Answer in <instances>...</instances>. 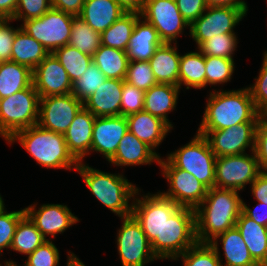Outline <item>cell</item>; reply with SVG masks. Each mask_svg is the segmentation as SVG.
Here are the masks:
<instances>
[{
	"label": "cell",
	"instance_id": "obj_1",
	"mask_svg": "<svg viewBox=\"0 0 267 266\" xmlns=\"http://www.w3.org/2000/svg\"><path fill=\"white\" fill-rule=\"evenodd\" d=\"M240 191L213 187L195 209L196 239L210 243L217 235L235 227L242 211Z\"/></svg>",
	"mask_w": 267,
	"mask_h": 266
},
{
	"label": "cell",
	"instance_id": "obj_2",
	"mask_svg": "<svg viewBox=\"0 0 267 266\" xmlns=\"http://www.w3.org/2000/svg\"><path fill=\"white\" fill-rule=\"evenodd\" d=\"M206 100L197 131L230 128L244 122H258L259 112L247 87L237 90H212Z\"/></svg>",
	"mask_w": 267,
	"mask_h": 266
},
{
	"label": "cell",
	"instance_id": "obj_3",
	"mask_svg": "<svg viewBox=\"0 0 267 266\" xmlns=\"http://www.w3.org/2000/svg\"><path fill=\"white\" fill-rule=\"evenodd\" d=\"M6 142H19L37 164L47 169L78 168L79 162L69 152L64 134L43 129L38 124L17 131Z\"/></svg>",
	"mask_w": 267,
	"mask_h": 266
},
{
	"label": "cell",
	"instance_id": "obj_4",
	"mask_svg": "<svg viewBox=\"0 0 267 266\" xmlns=\"http://www.w3.org/2000/svg\"><path fill=\"white\" fill-rule=\"evenodd\" d=\"M76 171L83 177L85 185L99 203L119 218L131 215L130 201L133 200L138 187L129 182L123 174L101 171L84 162H79Z\"/></svg>",
	"mask_w": 267,
	"mask_h": 266
},
{
	"label": "cell",
	"instance_id": "obj_5",
	"mask_svg": "<svg viewBox=\"0 0 267 266\" xmlns=\"http://www.w3.org/2000/svg\"><path fill=\"white\" fill-rule=\"evenodd\" d=\"M197 242L195 210L179 207L164 223L162 240H153L151 247L159 260H173Z\"/></svg>",
	"mask_w": 267,
	"mask_h": 266
},
{
	"label": "cell",
	"instance_id": "obj_6",
	"mask_svg": "<svg viewBox=\"0 0 267 266\" xmlns=\"http://www.w3.org/2000/svg\"><path fill=\"white\" fill-rule=\"evenodd\" d=\"M39 101L33 84L0 99V136L8 141L17 131L37 125Z\"/></svg>",
	"mask_w": 267,
	"mask_h": 266
},
{
	"label": "cell",
	"instance_id": "obj_7",
	"mask_svg": "<svg viewBox=\"0 0 267 266\" xmlns=\"http://www.w3.org/2000/svg\"><path fill=\"white\" fill-rule=\"evenodd\" d=\"M166 157L174 167L191 173L208 189L215 187L216 156L204 136L196 133L189 143Z\"/></svg>",
	"mask_w": 267,
	"mask_h": 266
},
{
	"label": "cell",
	"instance_id": "obj_8",
	"mask_svg": "<svg viewBox=\"0 0 267 266\" xmlns=\"http://www.w3.org/2000/svg\"><path fill=\"white\" fill-rule=\"evenodd\" d=\"M139 194H141V189L138 188L131 201V215L140 224L150 242L162 240L164 223L180 206L171 199L164 197L160 192L140 195L141 198Z\"/></svg>",
	"mask_w": 267,
	"mask_h": 266
},
{
	"label": "cell",
	"instance_id": "obj_9",
	"mask_svg": "<svg viewBox=\"0 0 267 266\" xmlns=\"http://www.w3.org/2000/svg\"><path fill=\"white\" fill-rule=\"evenodd\" d=\"M74 17L51 8L39 18L23 21L20 28L53 53L69 43Z\"/></svg>",
	"mask_w": 267,
	"mask_h": 266
},
{
	"label": "cell",
	"instance_id": "obj_10",
	"mask_svg": "<svg viewBox=\"0 0 267 266\" xmlns=\"http://www.w3.org/2000/svg\"><path fill=\"white\" fill-rule=\"evenodd\" d=\"M120 219L122 226L115 239L122 266H145L157 260L151 242L136 219L132 215Z\"/></svg>",
	"mask_w": 267,
	"mask_h": 266
},
{
	"label": "cell",
	"instance_id": "obj_11",
	"mask_svg": "<svg viewBox=\"0 0 267 266\" xmlns=\"http://www.w3.org/2000/svg\"><path fill=\"white\" fill-rule=\"evenodd\" d=\"M248 7L208 6L189 29L197 47L213 36L235 33L236 25L247 15Z\"/></svg>",
	"mask_w": 267,
	"mask_h": 266
},
{
	"label": "cell",
	"instance_id": "obj_12",
	"mask_svg": "<svg viewBox=\"0 0 267 266\" xmlns=\"http://www.w3.org/2000/svg\"><path fill=\"white\" fill-rule=\"evenodd\" d=\"M158 165L162 169L163 177L169 183V188L166 192H159L180 207H188L195 210L206 197L208 188L191 173L174 167L164 157H160Z\"/></svg>",
	"mask_w": 267,
	"mask_h": 266
},
{
	"label": "cell",
	"instance_id": "obj_13",
	"mask_svg": "<svg viewBox=\"0 0 267 266\" xmlns=\"http://www.w3.org/2000/svg\"><path fill=\"white\" fill-rule=\"evenodd\" d=\"M215 187L244 190L262 172L255 151L251 154L216 157Z\"/></svg>",
	"mask_w": 267,
	"mask_h": 266
},
{
	"label": "cell",
	"instance_id": "obj_14",
	"mask_svg": "<svg viewBox=\"0 0 267 266\" xmlns=\"http://www.w3.org/2000/svg\"><path fill=\"white\" fill-rule=\"evenodd\" d=\"M140 15L154 26L163 43L177 44L179 35H183L186 28L190 29L175 0H146Z\"/></svg>",
	"mask_w": 267,
	"mask_h": 266
},
{
	"label": "cell",
	"instance_id": "obj_15",
	"mask_svg": "<svg viewBox=\"0 0 267 266\" xmlns=\"http://www.w3.org/2000/svg\"><path fill=\"white\" fill-rule=\"evenodd\" d=\"M257 122H244L230 128L196 131L204 136L216 157L240 155L255 151Z\"/></svg>",
	"mask_w": 267,
	"mask_h": 266
},
{
	"label": "cell",
	"instance_id": "obj_16",
	"mask_svg": "<svg viewBox=\"0 0 267 266\" xmlns=\"http://www.w3.org/2000/svg\"><path fill=\"white\" fill-rule=\"evenodd\" d=\"M83 103L72 93L40 97L38 125L46 130L64 134Z\"/></svg>",
	"mask_w": 267,
	"mask_h": 266
},
{
	"label": "cell",
	"instance_id": "obj_17",
	"mask_svg": "<svg viewBox=\"0 0 267 266\" xmlns=\"http://www.w3.org/2000/svg\"><path fill=\"white\" fill-rule=\"evenodd\" d=\"M31 204L25 208L26 214L35 223L36 228L47 237L56 238L57 234L64 233L68 228L79 222V218L64 204Z\"/></svg>",
	"mask_w": 267,
	"mask_h": 266
},
{
	"label": "cell",
	"instance_id": "obj_18",
	"mask_svg": "<svg viewBox=\"0 0 267 266\" xmlns=\"http://www.w3.org/2000/svg\"><path fill=\"white\" fill-rule=\"evenodd\" d=\"M33 86L39 97L70 94L72 82L66 70L53 53L32 70Z\"/></svg>",
	"mask_w": 267,
	"mask_h": 266
},
{
	"label": "cell",
	"instance_id": "obj_19",
	"mask_svg": "<svg viewBox=\"0 0 267 266\" xmlns=\"http://www.w3.org/2000/svg\"><path fill=\"white\" fill-rule=\"evenodd\" d=\"M126 116L96 117L93 125L91 152L102 154L106 161H110L117 147L128 132Z\"/></svg>",
	"mask_w": 267,
	"mask_h": 266
},
{
	"label": "cell",
	"instance_id": "obj_20",
	"mask_svg": "<svg viewBox=\"0 0 267 266\" xmlns=\"http://www.w3.org/2000/svg\"><path fill=\"white\" fill-rule=\"evenodd\" d=\"M95 116L84 107L75 115L64 133L69 152L78 162L90 155Z\"/></svg>",
	"mask_w": 267,
	"mask_h": 266
},
{
	"label": "cell",
	"instance_id": "obj_21",
	"mask_svg": "<svg viewBox=\"0 0 267 266\" xmlns=\"http://www.w3.org/2000/svg\"><path fill=\"white\" fill-rule=\"evenodd\" d=\"M124 80L106 79L95 93L83 102V107L95 117L121 115V97Z\"/></svg>",
	"mask_w": 267,
	"mask_h": 266
},
{
	"label": "cell",
	"instance_id": "obj_22",
	"mask_svg": "<svg viewBox=\"0 0 267 266\" xmlns=\"http://www.w3.org/2000/svg\"><path fill=\"white\" fill-rule=\"evenodd\" d=\"M126 118L128 130L161 157L155 149L161 145L172 128L162 119L144 110Z\"/></svg>",
	"mask_w": 267,
	"mask_h": 266
},
{
	"label": "cell",
	"instance_id": "obj_23",
	"mask_svg": "<svg viewBox=\"0 0 267 266\" xmlns=\"http://www.w3.org/2000/svg\"><path fill=\"white\" fill-rule=\"evenodd\" d=\"M160 157L130 131L124 134L114 157L108 162L114 166L151 165L159 163Z\"/></svg>",
	"mask_w": 267,
	"mask_h": 266
},
{
	"label": "cell",
	"instance_id": "obj_24",
	"mask_svg": "<svg viewBox=\"0 0 267 266\" xmlns=\"http://www.w3.org/2000/svg\"><path fill=\"white\" fill-rule=\"evenodd\" d=\"M160 39L154 26L140 17L134 26L131 38L126 49L129 61H149L158 46Z\"/></svg>",
	"mask_w": 267,
	"mask_h": 266
},
{
	"label": "cell",
	"instance_id": "obj_25",
	"mask_svg": "<svg viewBox=\"0 0 267 266\" xmlns=\"http://www.w3.org/2000/svg\"><path fill=\"white\" fill-rule=\"evenodd\" d=\"M180 58L176 43H163L156 48L148 62L157 83L179 86Z\"/></svg>",
	"mask_w": 267,
	"mask_h": 266
},
{
	"label": "cell",
	"instance_id": "obj_26",
	"mask_svg": "<svg viewBox=\"0 0 267 266\" xmlns=\"http://www.w3.org/2000/svg\"><path fill=\"white\" fill-rule=\"evenodd\" d=\"M125 13L115 0H85L78 17L101 34Z\"/></svg>",
	"mask_w": 267,
	"mask_h": 266
},
{
	"label": "cell",
	"instance_id": "obj_27",
	"mask_svg": "<svg viewBox=\"0 0 267 266\" xmlns=\"http://www.w3.org/2000/svg\"><path fill=\"white\" fill-rule=\"evenodd\" d=\"M179 93V86L157 83L145 91L143 110L162 119L173 129V124L168 119V113L176 110Z\"/></svg>",
	"mask_w": 267,
	"mask_h": 266
},
{
	"label": "cell",
	"instance_id": "obj_28",
	"mask_svg": "<svg viewBox=\"0 0 267 266\" xmlns=\"http://www.w3.org/2000/svg\"><path fill=\"white\" fill-rule=\"evenodd\" d=\"M235 227L240 232L254 261L262 266L267 259V227L247 217L242 211Z\"/></svg>",
	"mask_w": 267,
	"mask_h": 266
},
{
	"label": "cell",
	"instance_id": "obj_29",
	"mask_svg": "<svg viewBox=\"0 0 267 266\" xmlns=\"http://www.w3.org/2000/svg\"><path fill=\"white\" fill-rule=\"evenodd\" d=\"M220 240V241H219ZM221 242L225 262L222 266H259L249 253L240 232L233 227L217 235L210 243Z\"/></svg>",
	"mask_w": 267,
	"mask_h": 266
},
{
	"label": "cell",
	"instance_id": "obj_30",
	"mask_svg": "<svg viewBox=\"0 0 267 266\" xmlns=\"http://www.w3.org/2000/svg\"><path fill=\"white\" fill-rule=\"evenodd\" d=\"M49 54L46 48L32 36L19 28L14 36L10 61L33 70Z\"/></svg>",
	"mask_w": 267,
	"mask_h": 266
},
{
	"label": "cell",
	"instance_id": "obj_31",
	"mask_svg": "<svg viewBox=\"0 0 267 266\" xmlns=\"http://www.w3.org/2000/svg\"><path fill=\"white\" fill-rule=\"evenodd\" d=\"M33 84L32 70L13 61L0 62V99L13 95Z\"/></svg>",
	"mask_w": 267,
	"mask_h": 266
},
{
	"label": "cell",
	"instance_id": "obj_32",
	"mask_svg": "<svg viewBox=\"0 0 267 266\" xmlns=\"http://www.w3.org/2000/svg\"><path fill=\"white\" fill-rule=\"evenodd\" d=\"M186 89L206 88L205 56L197 49L195 52H187L181 55L179 69V87Z\"/></svg>",
	"mask_w": 267,
	"mask_h": 266
},
{
	"label": "cell",
	"instance_id": "obj_33",
	"mask_svg": "<svg viewBox=\"0 0 267 266\" xmlns=\"http://www.w3.org/2000/svg\"><path fill=\"white\" fill-rule=\"evenodd\" d=\"M92 61L108 79L124 80L129 59L126 51L100 45Z\"/></svg>",
	"mask_w": 267,
	"mask_h": 266
},
{
	"label": "cell",
	"instance_id": "obj_34",
	"mask_svg": "<svg viewBox=\"0 0 267 266\" xmlns=\"http://www.w3.org/2000/svg\"><path fill=\"white\" fill-rule=\"evenodd\" d=\"M139 13L126 12L117 19L101 36V45L126 51Z\"/></svg>",
	"mask_w": 267,
	"mask_h": 266
},
{
	"label": "cell",
	"instance_id": "obj_35",
	"mask_svg": "<svg viewBox=\"0 0 267 266\" xmlns=\"http://www.w3.org/2000/svg\"><path fill=\"white\" fill-rule=\"evenodd\" d=\"M45 241L47 240L36 228L35 223L25 214L16 227L10 249L27 257Z\"/></svg>",
	"mask_w": 267,
	"mask_h": 266
},
{
	"label": "cell",
	"instance_id": "obj_36",
	"mask_svg": "<svg viewBox=\"0 0 267 266\" xmlns=\"http://www.w3.org/2000/svg\"><path fill=\"white\" fill-rule=\"evenodd\" d=\"M220 255L219 243L197 242L173 260L181 259L184 266H222Z\"/></svg>",
	"mask_w": 267,
	"mask_h": 266
},
{
	"label": "cell",
	"instance_id": "obj_37",
	"mask_svg": "<svg viewBox=\"0 0 267 266\" xmlns=\"http://www.w3.org/2000/svg\"><path fill=\"white\" fill-rule=\"evenodd\" d=\"M53 54L66 70L72 83L79 79L92 63V56L83 54L69 44L56 49Z\"/></svg>",
	"mask_w": 267,
	"mask_h": 266
},
{
	"label": "cell",
	"instance_id": "obj_38",
	"mask_svg": "<svg viewBox=\"0 0 267 266\" xmlns=\"http://www.w3.org/2000/svg\"><path fill=\"white\" fill-rule=\"evenodd\" d=\"M68 44L77 48L83 54L93 56L101 45V36L100 33L93 30L84 20L75 16Z\"/></svg>",
	"mask_w": 267,
	"mask_h": 266
},
{
	"label": "cell",
	"instance_id": "obj_39",
	"mask_svg": "<svg viewBox=\"0 0 267 266\" xmlns=\"http://www.w3.org/2000/svg\"><path fill=\"white\" fill-rule=\"evenodd\" d=\"M237 38L236 33L219 34L203 41L196 49L204 56L234 59V52L239 43Z\"/></svg>",
	"mask_w": 267,
	"mask_h": 266
},
{
	"label": "cell",
	"instance_id": "obj_40",
	"mask_svg": "<svg viewBox=\"0 0 267 266\" xmlns=\"http://www.w3.org/2000/svg\"><path fill=\"white\" fill-rule=\"evenodd\" d=\"M206 86L223 85L231 80L235 71L234 59L205 56Z\"/></svg>",
	"mask_w": 267,
	"mask_h": 266
},
{
	"label": "cell",
	"instance_id": "obj_41",
	"mask_svg": "<svg viewBox=\"0 0 267 266\" xmlns=\"http://www.w3.org/2000/svg\"><path fill=\"white\" fill-rule=\"evenodd\" d=\"M107 78L92 61L86 72L72 83L71 93L82 103L88 99Z\"/></svg>",
	"mask_w": 267,
	"mask_h": 266
},
{
	"label": "cell",
	"instance_id": "obj_42",
	"mask_svg": "<svg viewBox=\"0 0 267 266\" xmlns=\"http://www.w3.org/2000/svg\"><path fill=\"white\" fill-rule=\"evenodd\" d=\"M124 81L143 91L157 84L148 61H129Z\"/></svg>",
	"mask_w": 267,
	"mask_h": 266
},
{
	"label": "cell",
	"instance_id": "obj_43",
	"mask_svg": "<svg viewBox=\"0 0 267 266\" xmlns=\"http://www.w3.org/2000/svg\"><path fill=\"white\" fill-rule=\"evenodd\" d=\"M5 203L0 206V256L2 251L10 249L16 227L26 214L25 208L8 212Z\"/></svg>",
	"mask_w": 267,
	"mask_h": 266
},
{
	"label": "cell",
	"instance_id": "obj_44",
	"mask_svg": "<svg viewBox=\"0 0 267 266\" xmlns=\"http://www.w3.org/2000/svg\"><path fill=\"white\" fill-rule=\"evenodd\" d=\"M263 64L253 85L248 86L254 106L259 113H267V51L263 53Z\"/></svg>",
	"mask_w": 267,
	"mask_h": 266
},
{
	"label": "cell",
	"instance_id": "obj_45",
	"mask_svg": "<svg viewBox=\"0 0 267 266\" xmlns=\"http://www.w3.org/2000/svg\"><path fill=\"white\" fill-rule=\"evenodd\" d=\"M25 261L24 266H59V250L52 240H47L28 255Z\"/></svg>",
	"mask_w": 267,
	"mask_h": 266
},
{
	"label": "cell",
	"instance_id": "obj_46",
	"mask_svg": "<svg viewBox=\"0 0 267 266\" xmlns=\"http://www.w3.org/2000/svg\"><path fill=\"white\" fill-rule=\"evenodd\" d=\"M52 8L51 0H18L13 21L39 18Z\"/></svg>",
	"mask_w": 267,
	"mask_h": 266
},
{
	"label": "cell",
	"instance_id": "obj_47",
	"mask_svg": "<svg viewBox=\"0 0 267 266\" xmlns=\"http://www.w3.org/2000/svg\"><path fill=\"white\" fill-rule=\"evenodd\" d=\"M145 91L125 82L121 97V115L128 116L144 109Z\"/></svg>",
	"mask_w": 267,
	"mask_h": 266
},
{
	"label": "cell",
	"instance_id": "obj_48",
	"mask_svg": "<svg viewBox=\"0 0 267 266\" xmlns=\"http://www.w3.org/2000/svg\"><path fill=\"white\" fill-rule=\"evenodd\" d=\"M255 154L262 171L267 169V113H259L256 126Z\"/></svg>",
	"mask_w": 267,
	"mask_h": 266
},
{
	"label": "cell",
	"instance_id": "obj_49",
	"mask_svg": "<svg viewBox=\"0 0 267 266\" xmlns=\"http://www.w3.org/2000/svg\"><path fill=\"white\" fill-rule=\"evenodd\" d=\"M8 19H4L0 23V62L9 61L11 59L12 45L16 31L20 28L10 25Z\"/></svg>",
	"mask_w": 267,
	"mask_h": 266
},
{
	"label": "cell",
	"instance_id": "obj_50",
	"mask_svg": "<svg viewBox=\"0 0 267 266\" xmlns=\"http://www.w3.org/2000/svg\"><path fill=\"white\" fill-rule=\"evenodd\" d=\"M183 18L191 25L208 7L205 0H175Z\"/></svg>",
	"mask_w": 267,
	"mask_h": 266
},
{
	"label": "cell",
	"instance_id": "obj_51",
	"mask_svg": "<svg viewBox=\"0 0 267 266\" xmlns=\"http://www.w3.org/2000/svg\"><path fill=\"white\" fill-rule=\"evenodd\" d=\"M242 212L262 226L267 227V205L258 202L254 209L250 208L242 199Z\"/></svg>",
	"mask_w": 267,
	"mask_h": 266
},
{
	"label": "cell",
	"instance_id": "obj_52",
	"mask_svg": "<svg viewBox=\"0 0 267 266\" xmlns=\"http://www.w3.org/2000/svg\"><path fill=\"white\" fill-rule=\"evenodd\" d=\"M250 187V191L257 202L267 205V173L262 171Z\"/></svg>",
	"mask_w": 267,
	"mask_h": 266
},
{
	"label": "cell",
	"instance_id": "obj_53",
	"mask_svg": "<svg viewBox=\"0 0 267 266\" xmlns=\"http://www.w3.org/2000/svg\"><path fill=\"white\" fill-rule=\"evenodd\" d=\"M85 0H51L52 8L73 16H79Z\"/></svg>",
	"mask_w": 267,
	"mask_h": 266
},
{
	"label": "cell",
	"instance_id": "obj_54",
	"mask_svg": "<svg viewBox=\"0 0 267 266\" xmlns=\"http://www.w3.org/2000/svg\"><path fill=\"white\" fill-rule=\"evenodd\" d=\"M125 12L141 13L146 0H115Z\"/></svg>",
	"mask_w": 267,
	"mask_h": 266
},
{
	"label": "cell",
	"instance_id": "obj_55",
	"mask_svg": "<svg viewBox=\"0 0 267 266\" xmlns=\"http://www.w3.org/2000/svg\"><path fill=\"white\" fill-rule=\"evenodd\" d=\"M18 0H0V16L11 20L14 17Z\"/></svg>",
	"mask_w": 267,
	"mask_h": 266
},
{
	"label": "cell",
	"instance_id": "obj_56",
	"mask_svg": "<svg viewBox=\"0 0 267 266\" xmlns=\"http://www.w3.org/2000/svg\"><path fill=\"white\" fill-rule=\"evenodd\" d=\"M208 6L248 7L244 0H205Z\"/></svg>",
	"mask_w": 267,
	"mask_h": 266
},
{
	"label": "cell",
	"instance_id": "obj_57",
	"mask_svg": "<svg viewBox=\"0 0 267 266\" xmlns=\"http://www.w3.org/2000/svg\"><path fill=\"white\" fill-rule=\"evenodd\" d=\"M66 266H85V264L72 252L67 254V264Z\"/></svg>",
	"mask_w": 267,
	"mask_h": 266
},
{
	"label": "cell",
	"instance_id": "obj_58",
	"mask_svg": "<svg viewBox=\"0 0 267 266\" xmlns=\"http://www.w3.org/2000/svg\"><path fill=\"white\" fill-rule=\"evenodd\" d=\"M0 266H3L0 264ZM4 266H20V265H17L16 262L14 260H4Z\"/></svg>",
	"mask_w": 267,
	"mask_h": 266
},
{
	"label": "cell",
	"instance_id": "obj_59",
	"mask_svg": "<svg viewBox=\"0 0 267 266\" xmlns=\"http://www.w3.org/2000/svg\"><path fill=\"white\" fill-rule=\"evenodd\" d=\"M4 203L3 197L0 194V206Z\"/></svg>",
	"mask_w": 267,
	"mask_h": 266
},
{
	"label": "cell",
	"instance_id": "obj_60",
	"mask_svg": "<svg viewBox=\"0 0 267 266\" xmlns=\"http://www.w3.org/2000/svg\"><path fill=\"white\" fill-rule=\"evenodd\" d=\"M4 20V18L2 16H0V23Z\"/></svg>",
	"mask_w": 267,
	"mask_h": 266
},
{
	"label": "cell",
	"instance_id": "obj_61",
	"mask_svg": "<svg viewBox=\"0 0 267 266\" xmlns=\"http://www.w3.org/2000/svg\"><path fill=\"white\" fill-rule=\"evenodd\" d=\"M262 266H267V259H266L265 263Z\"/></svg>",
	"mask_w": 267,
	"mask_h": 266
}]
</instances>
